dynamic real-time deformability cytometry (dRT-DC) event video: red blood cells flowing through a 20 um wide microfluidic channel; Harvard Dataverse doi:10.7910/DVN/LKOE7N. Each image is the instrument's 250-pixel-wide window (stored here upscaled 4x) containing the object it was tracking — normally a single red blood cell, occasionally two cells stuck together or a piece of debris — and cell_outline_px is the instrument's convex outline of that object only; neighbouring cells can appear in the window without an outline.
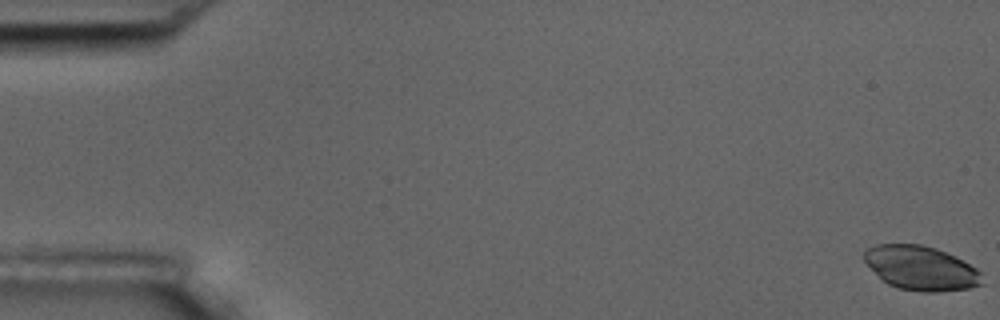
{"species": "common noctule bat (a hibernating species)", "species_latin": "Nyctalus noctula", "temperature_condition": "room temperature", "stored_images_in_passage": 6, "camera_frame_rate_fps": 3000, "um_per_image_px": 0.085, "animal": {"sex": "male", "body_mass_g": 17.5, "forearm_length_mm": 52.3}, "frame": {"image": 1, "passage_image": 1, "time_ms": 0.0, "image_size_px": [1000, 320], "cell_outline_px": [[984, 284], [968, 288], [936, 292], [920, 292], [900, 288], [888, 284], [864, 260], [864, 252], [868, 248], [876, 244], [920, 244], [936, 248], [956, 256], [976, 268], [980, 272]], "centroid_in_image_um": [78.32, 22.78], "position_along_channel_um": 6.7, "area_um2": 30.17}}